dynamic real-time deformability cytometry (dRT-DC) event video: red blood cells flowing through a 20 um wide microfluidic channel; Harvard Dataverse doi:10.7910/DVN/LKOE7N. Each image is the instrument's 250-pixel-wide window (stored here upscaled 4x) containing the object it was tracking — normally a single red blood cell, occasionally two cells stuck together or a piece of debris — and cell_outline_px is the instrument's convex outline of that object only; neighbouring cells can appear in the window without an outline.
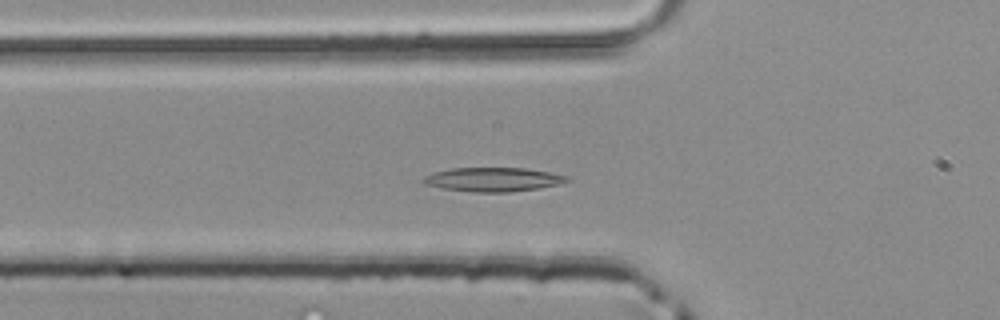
{"species": "common noctule bat (a hibernating species)", "species_latin": "Nyctalus noctula", "temperature_condition": "room temperature", "stored_images_in_passage": 45, "camera_frame_rate_fps": 3000, "um_per_image_px": 0.085, "animal": {"sex": "male", "body_mass_g": 20.4}, "frame": {"image": 1, "passage_image": 14, "time_ms": 4.333, "image_size_px": [1000, 320], "cell_outline_px": [[572, 180], [560, 184], [540, 188], [508, 192], [472, 192], [444, 188], [424, 184], [420, 180], [424, 176], [436, 172], [452, 168], [524, 168], [548, 172], [568, 176]], "centroid_in_image_um": [41.93, 15.26], "position_along_channel_um": 83.9, "area_um2": 20.06}}
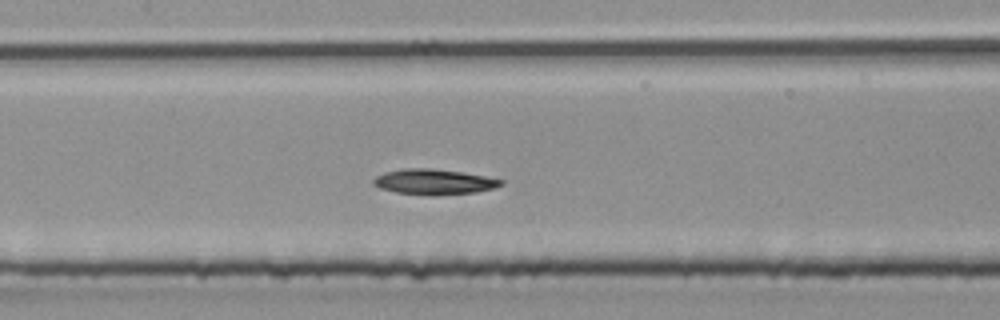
{"frame": {"image": 2, "passage_image": 20, "time_ms": 6.333, "image_size_px": [1000, 320], "cell_outline_px": [[504, 184], [496, 188], [476, 192], [432, 196], [396, 192], [380, 188], [372, 184], [372, 180], [376, 176], [384, 172], [400, 168], [432, 168], [460, 172], [484, 176], [504, 180]], "centroid_in_image_um": [36.87, 15.46], "position_along_channel_um": 170.5, "area_um2": 19.07}}
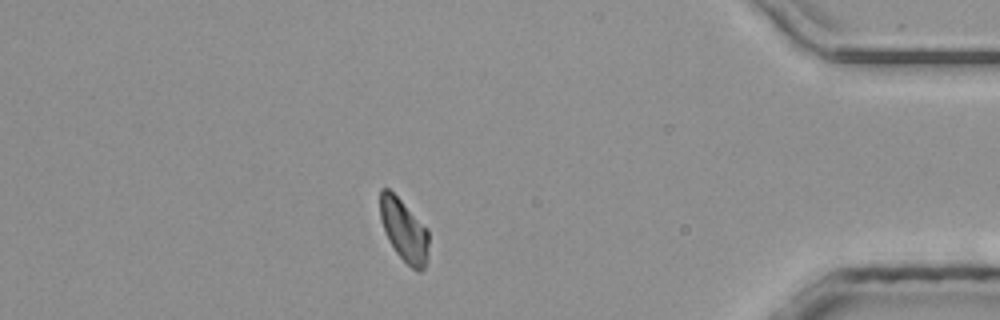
{"frame": {"image": 3, "passage_image": 39, "time_ms": 12.667, "image_size_px": [1000, 320], "cell_outline_px": [[428, 260], [424, 268], [420, 272], [416, 272], [396, 252], [388, 240], [384, 232], [380, 216], [380, 188], [388, 188], [428, 228]], "centroid_in_image_um": [34.35, 19.6], "position_along_channel_um": 400.9, "area_um2": 17.69}}